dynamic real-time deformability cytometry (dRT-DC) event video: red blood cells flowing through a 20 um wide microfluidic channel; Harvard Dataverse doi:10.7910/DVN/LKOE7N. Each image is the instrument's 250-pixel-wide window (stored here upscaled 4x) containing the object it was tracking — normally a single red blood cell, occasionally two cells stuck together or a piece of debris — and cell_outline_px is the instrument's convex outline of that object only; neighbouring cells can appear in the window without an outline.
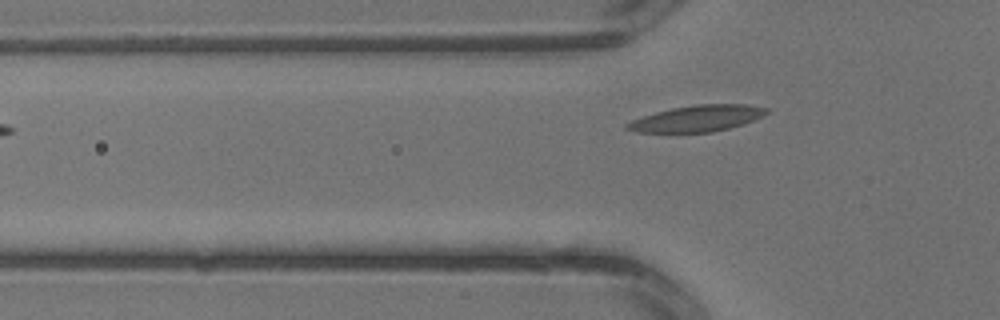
{"species": "common noctule bat (a hibernating species)", "species_latin": "Nyctalus noctula", "temperature_condition": "warm", "stored_images_in_passage": 3, "camera_frame_rate_fps": 3000, "um_per_image_px": 0.085, "animal": {"sex": "male", "body_mass_g": 13.3}, "frame": {"image": 1, "passage_image": 3, "time_ms": 0.667, "image_size_px": [1000, 320], "cell_outline_px": [[768, 112], [764, 116], [744, 124], [712, 132], [636, 132], [624, 128], [624, 124], [632, 120], [656, 112], [672, 108], [696, 104], [744, 104], [768, 108]], "centroid_in_image_um": [59.27, 10.07], "position_along_channel_um": 66.5, "area_um2": 21.27}}